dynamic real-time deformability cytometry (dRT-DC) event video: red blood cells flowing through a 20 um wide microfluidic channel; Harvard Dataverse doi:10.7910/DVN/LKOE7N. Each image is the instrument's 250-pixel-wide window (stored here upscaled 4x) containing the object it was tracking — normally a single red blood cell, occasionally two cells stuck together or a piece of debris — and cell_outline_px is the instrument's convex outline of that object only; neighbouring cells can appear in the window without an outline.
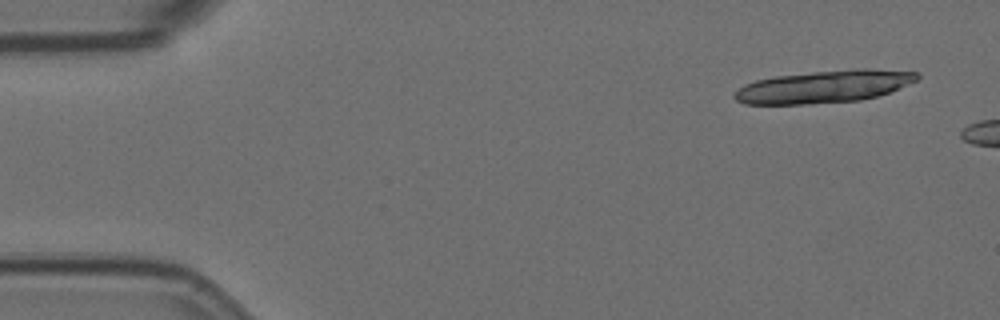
{"species": "Egyptian fruit bat (a non-hibernating species)", "species_latin": "Rousettus aegyptiacus", "temperature_condition": "room temperature", "stored_images_in_passage": 3, "camera_frame_rate_fps": 3000, "um_per_image_px": 0.085, "animal": {"sex": "female"}, "frame": {"image": 1, "passage_image": 1, "time_ms": 0.0, "image_size_px": [1000, 320], "cell_outline_px": [[920, 76], [916, 80], [908, 84], [888, 92], [876, 96], [860, 100], [808, 104], [744, 104], [736, 100], [732, 96], [744, 84], [756, 80], [776, 76], [812, 72], [856, 68], [872, 68], [920, 72]], "centroid_in_image_um": [70.05, 7.35], "position_along_channel_um": 14.9, "area_um2": 34.51}}